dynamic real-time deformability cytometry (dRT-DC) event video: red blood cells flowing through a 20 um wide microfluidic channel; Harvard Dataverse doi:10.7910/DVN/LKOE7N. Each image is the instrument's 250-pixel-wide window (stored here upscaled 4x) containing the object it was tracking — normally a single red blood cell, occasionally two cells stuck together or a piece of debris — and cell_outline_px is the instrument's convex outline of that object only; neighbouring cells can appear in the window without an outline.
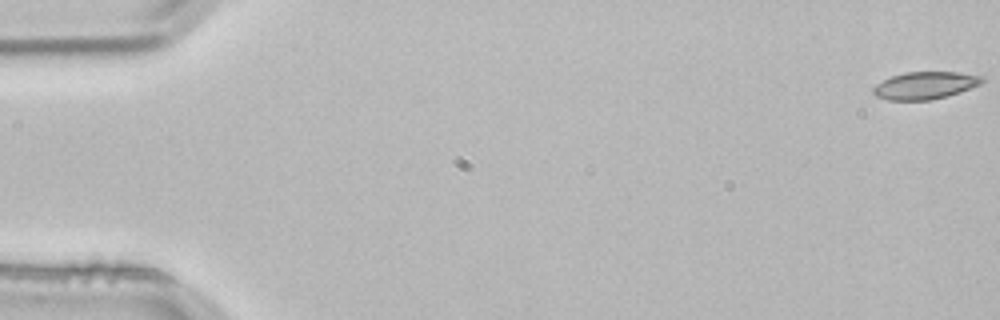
{"species": "common noctule bat (a hibernating species)", "species_latin": "Nyctalus noctula", "temperature_condition": "room temperature", "stored_images_in_passage": 3, "camera_frame_rate_fps": 3000, "um_per_image_px": 0.085, "animal": {"sex": "male", "body_mass_g": 21.5, "forearm_length_mm": 52.0}, "frame": {"image": 1, "passage_image": 1, "time_ms": 0.0, "image_size_px": [1000, 320], "cell_outline_px": [[984, 80], [980, 84], [960, 92], [948, 96], [932, 100], [888, 100], [876, 96], [872, 92], [872, 88], [876, 84], [892, 76], [904, 72], [960, 72], [984, 76]], "centroid_in_image_um": [78.64, 7.26], "position_along_channel_um": 6.4, "area_um2": 17.46}}